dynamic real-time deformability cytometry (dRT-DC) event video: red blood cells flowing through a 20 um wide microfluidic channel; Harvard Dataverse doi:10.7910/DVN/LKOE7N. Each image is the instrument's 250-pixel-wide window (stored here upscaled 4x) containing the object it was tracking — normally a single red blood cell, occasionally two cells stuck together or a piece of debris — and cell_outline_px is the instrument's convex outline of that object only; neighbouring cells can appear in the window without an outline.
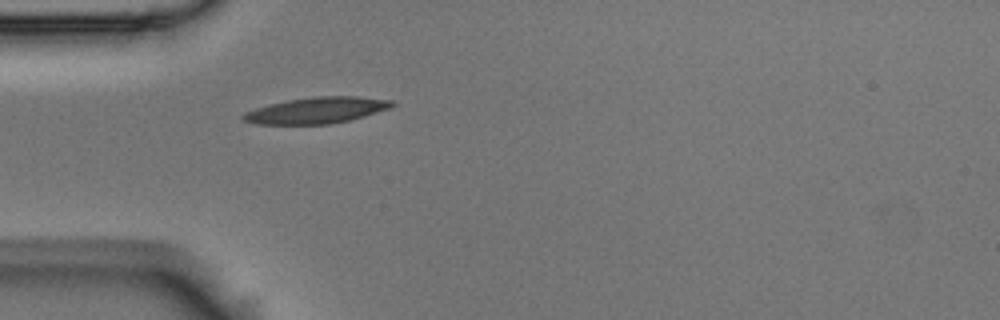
{"species": "Egyptian fruit bat (a non-hibernating species)", "species_latin": "Rousettus aegyptiacus", "temperature_condition": "room temperature", "stored_images_in_passage": 1, "camera_frame_rate_fps": 3000, "um_per_image_px": 0.085, "animal": {"sex": "male"}, "frame": {"image": 1, "passage_image": 1, "time_ms": 0.0, "image_size_px": [1000, 320], "cell_outline_px": [[396, 104], [392, 108], [364, 116], [332, 124], [256, 124], [244, 120], [240, 116], [244, 112], [268, 104], [288, 100], [316, 96], [356, 96], [392, 100]], "centroid_in_image_um": [26.93, 9.37], "position_along_channel_um": 58.1, "area_um2": 22.77}}